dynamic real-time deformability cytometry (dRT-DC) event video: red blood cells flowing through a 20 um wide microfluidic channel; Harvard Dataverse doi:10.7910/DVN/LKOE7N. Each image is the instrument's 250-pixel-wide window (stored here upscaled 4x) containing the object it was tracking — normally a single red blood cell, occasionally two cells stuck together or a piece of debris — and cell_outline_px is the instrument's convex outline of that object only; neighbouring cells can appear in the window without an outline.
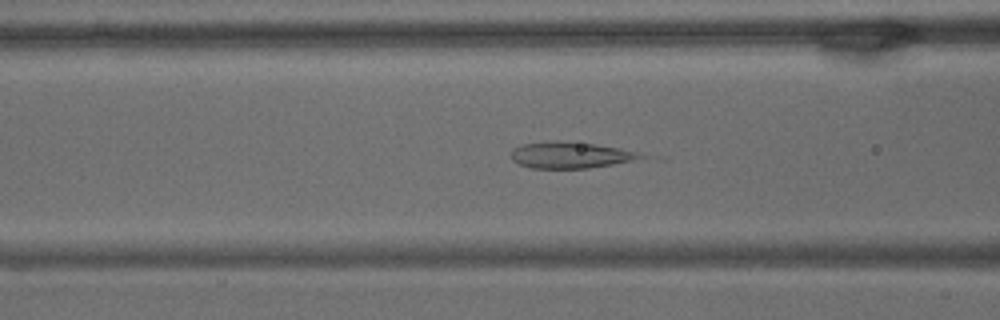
{"species": "common noctule bat (a hibernating species)", "species_latin": "Nyctalus noctula", "temperature_condition": "warm", "stored_images_in_passage": 61, "camera_frame_rate_fps": 3000, "um_per_image_px": 0.085, "animal": {"sex": "male", "body_mass_g": 15.6}, "frame": {"image": 1, "passage_image": 24, "time_ms": 7.667, "image_size_px": [1000, 320], "cell_outline_px": [[648, 156], [612, 164], [588, 168], [532, 168], [520, 164], [512, 160], [508, 156], [512, 148], [524, 144], [552, 140], [556, 140], [596, 144], [620, 148], [636, 152]], "centroid_in_image_um": [48.4, 13.17], "position_along_channel_um": 118.2, "area_um2": 19.83}}
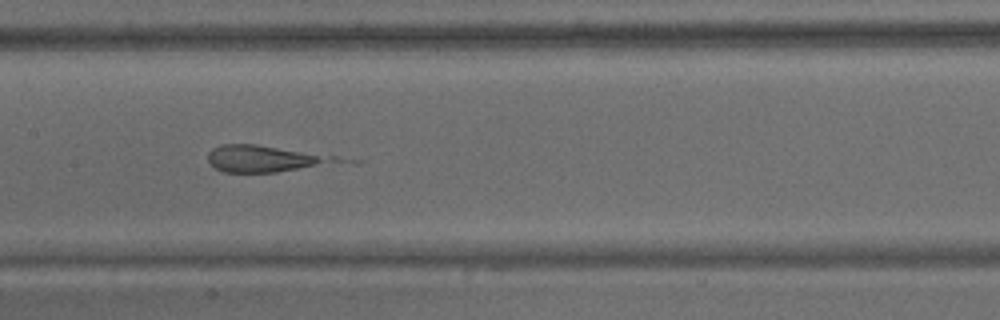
{"frame": {"image": 2, "passage_image": 30, "time_ms": 9.667, "image_size_px": [1000, 320], "cell_outline_px": [[364, 160], [356, 164], [276, 172], [224, 172], [216, 168], [208, 160], [208, 152], [212, 148], [224, 144], [256, 144]], "centroid_in_image_um": [22.98, 13.51], "position_along_channel_um": 184.4, "area_um2": 21.5}}
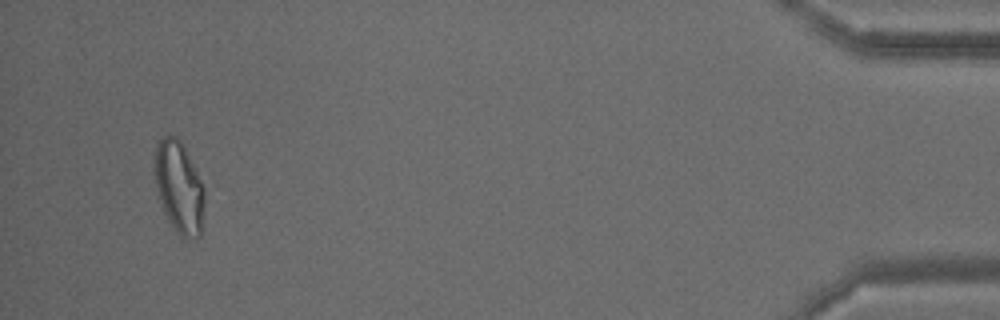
{"frame": {"image": 3, "passage_image": 58, "time_ms": 19.0, "image_size_px": [1000, 320], "cell_outline_px": [[204, 228], [200, 236], [184, 240], [176, 232], [168, 220], [160, 200], [152, 172], [156, 144], [164, 136], [176, 136], [180, 140], [196, 168], [204, 188]], "centroid_in_image_um": [15.23, 15.95], "position_along_channel_um": 420.0, "area_um2": 27.28}}